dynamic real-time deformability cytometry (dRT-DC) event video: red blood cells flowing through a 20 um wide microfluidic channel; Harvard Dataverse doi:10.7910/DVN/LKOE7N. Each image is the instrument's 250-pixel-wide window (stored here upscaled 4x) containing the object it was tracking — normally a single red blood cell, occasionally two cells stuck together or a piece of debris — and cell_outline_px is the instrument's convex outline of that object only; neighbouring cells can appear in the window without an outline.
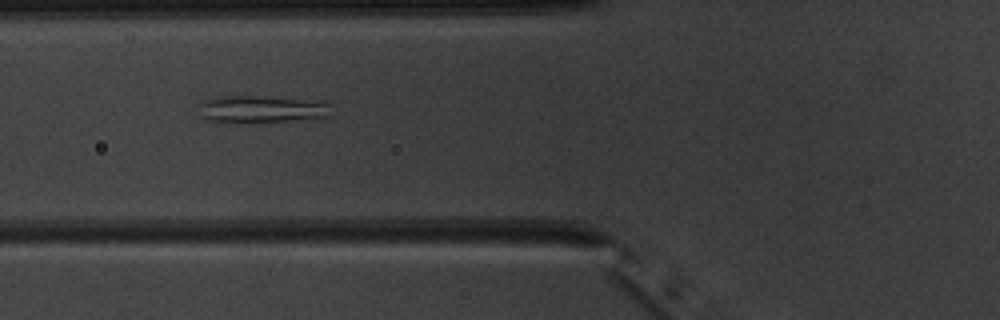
{"species": "common noctule bat (a hibernating species)", "species_latin": "Nyctalus noctula", "temperature_condition": "warm", "stored_images_in_passage": 24, "camera_frame_rate_fps": 3000, "um_per_image_px": 0.085, "animal": {"sex": "male", "body_mass_g": 20.1, "forearm_length_mm": 53.5}, "frame": {"image": 1, "passage_image": 11, "time_ms": 3.333, "image_size_px": [1000, 320], "cell_outline_px": [[316, 104], [304, 116], [276, 120], [220, 120], [216, 116], [220, 100], [284, 100]], "centroid_in_image_um": [22.23, 9.33], "position_along_channel_um": 103.6, "area_um2": 12.43}}
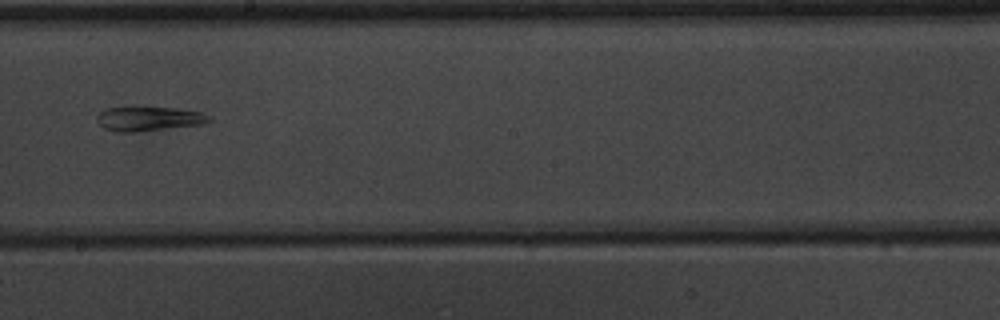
{"frame": {"image": 2, "passage_image": 21, "time_ms": 6.667, "image_size_px": [1000, 320], "cell_outline_px": [[200, 120], [192, 124], [152, 128], [108, 128], [104, 112], [112, 108], [164, 108], [196, 112]], "centroid_in_image_um": [12.63, 10.01], "position_along_channel_um": 235.6, "area_um2": 11.91}}
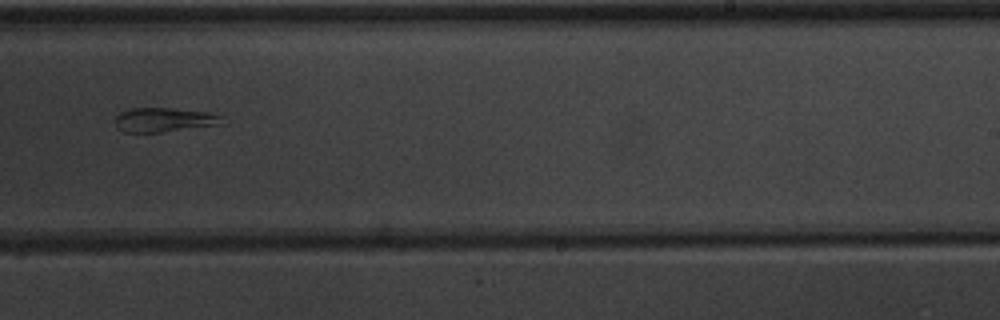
{"frame": {"image": 3, "passage_image": 24, "time_ms": 7.667, "image_size_px": [1000, 320], "cell_outline_px": [[216, 116], [208, 124], [156, 132], [136, 132], [120, 116], [124, 112], [140, 108], [160, 108], [196, 112]], "centroid_in_image_um": [13.91, 10.15], "position_along_channel_um": 275.1, "area_um2": 11.73}}